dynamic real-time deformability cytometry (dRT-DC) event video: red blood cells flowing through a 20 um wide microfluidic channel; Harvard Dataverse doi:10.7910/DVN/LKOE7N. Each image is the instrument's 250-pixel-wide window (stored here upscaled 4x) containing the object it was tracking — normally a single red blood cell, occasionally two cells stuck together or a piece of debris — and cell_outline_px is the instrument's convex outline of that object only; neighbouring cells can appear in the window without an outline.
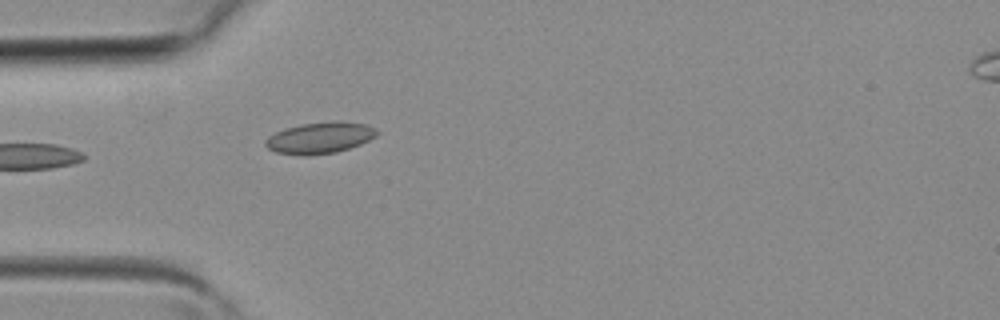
{"species": "common noctule bat (a hibernating species)", "species_latin": "Nyctalus noctula", "temperature_condition": "room temperature", "stored_images_in_passage": 5, "camera_frame_rate_fps": 3000, "um_per_image_px": 0.085, "animal": {"sex": "female", "body_mass_g": 19.3, "forearm_length_mm": 54.1}, "frame": {"image": 1, "passage_image": 4, "time_ms": 1.0, "image_size_px": [1000, 320], "cell_outline_px": [[380, 132], [376, 136], [360, 144], [336, 152], [304, 156], [300, 156], [276, 152], [268, 148], [264, 144], [264, 140], [268, 136], [284, 128], [300, 124], [332, 120], [364, 124], [376, 128]], "centroid_in_image_um": [27.16, 11.71], "position_along_channel_um": 57.8, "area_um2": 20.52}}